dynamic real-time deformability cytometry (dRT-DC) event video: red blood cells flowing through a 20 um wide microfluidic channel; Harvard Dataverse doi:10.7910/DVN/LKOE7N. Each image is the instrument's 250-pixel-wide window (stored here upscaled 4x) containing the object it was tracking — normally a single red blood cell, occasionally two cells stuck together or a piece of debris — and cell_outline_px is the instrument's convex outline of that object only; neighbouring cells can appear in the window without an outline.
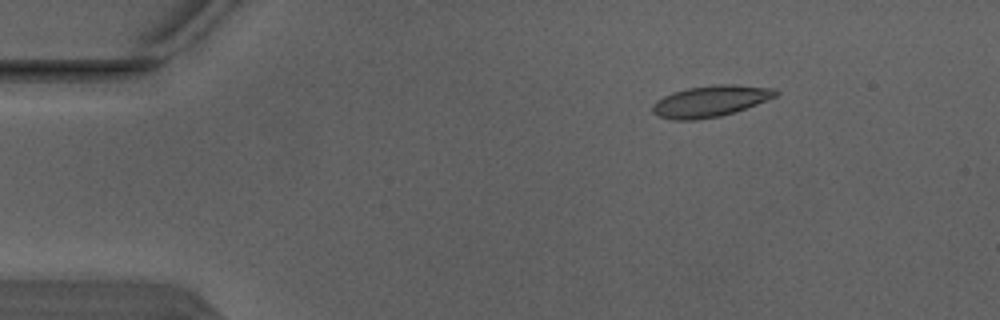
{"species": "Egyptian fruit bat (a non-hibernating species)", "species_latin": "Rousettus aegyptiacus", "temperature_condition": "warm", "stored_images_in_passage": 6, "camera_frame_rate_fps": 3000, "um_per_image_px": 0.085, "animal": {"sex": "male"}, "frame": {"image": 1, "passage_image": 2, "time_ms": 0.333, "image_size_px": [1000, 320], "cell_outline_px": [[780, 92], [776, 96], [756, 104], [720, 116], [692, 120], [672, 120], [660, 116], [652, 112], [652, 104], [656, 100], [664, 96], [688, 88], [720, 84], [732, 84], [776, 88]], "centroid_in_image_um": [60.39, 8.59], "position_along_channel_um": 24.6, "area_um2": 22.14}}
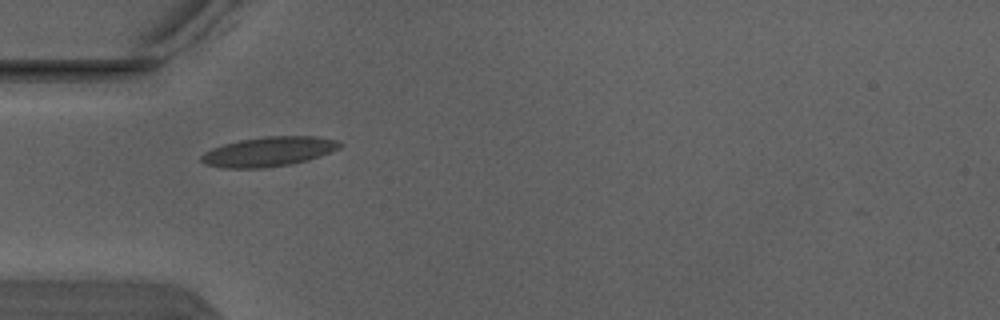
{"frame": {"image": 2, "passage_image": 4, "time_ms": 1.0, "image_size_px": [1000, 320], "cell_outline_px": [[344, 144], [340, 148], [332, 152], [308, 160], [292, 164], [264, 168], [224, 168], [204, 164], [200, 160], [200, 156], [204, 152], [212, 148], [224, 144], [240, 140], [268, 136], [316, 136], [340, 140]], "centroid_in_image_um": [22.88, 12.89], "position_along_channel_um": 62.1, "area_um2": 24.16}}
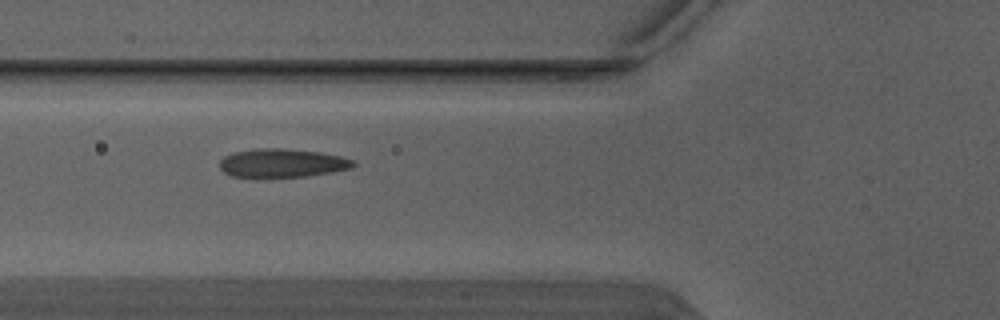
{"frame": {"image": 3, "passage_image": 5, "time_ms": 1.333, "image_size_px": [1000, 320], "cell_outline_px": [[356, 164], [352, 168], [332, 172], [304, 176], [232, 176], [224, 172], [220, 168], [220, 160], [224, 156], [236, 152], [252, 148], [284, 148], [320, 152], [340, 156], [352, 160]], "centroid_in_image_um": [23.99, 13.84], "position_along_channel_um": 101.8, "area_um2": 21.96}}